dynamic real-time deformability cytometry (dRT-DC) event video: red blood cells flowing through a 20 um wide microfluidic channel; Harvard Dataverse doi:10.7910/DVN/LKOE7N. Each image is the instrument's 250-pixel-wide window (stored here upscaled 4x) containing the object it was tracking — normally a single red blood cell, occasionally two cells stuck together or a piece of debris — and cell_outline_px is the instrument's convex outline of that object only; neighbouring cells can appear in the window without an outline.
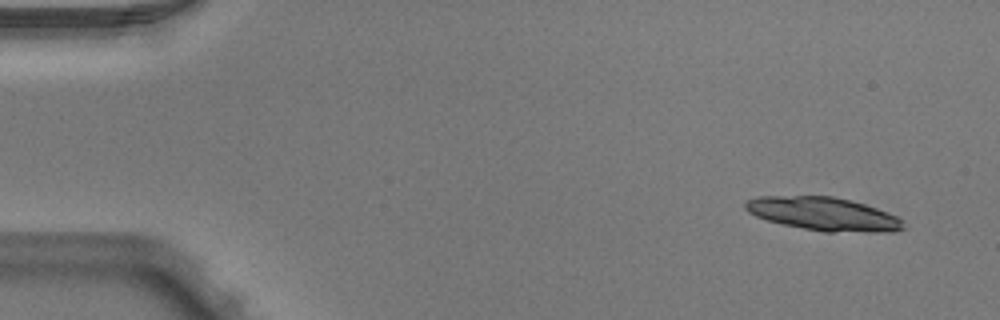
{"species": "Egyptian fruit bat (a non-hibernating species)", "species_latin": "Rousettus aegyptiacus", "temperature_condition": "warm", "stored_images_in_passage": 4, "camera_frame_rate_fps": 3000, "um_per_image_px": 0.085, "animal": {"sex": "male"}, "frame": {"image": 1, "passage_image": 1, "time_ms": 0.0, "image_size_px": [1000, 320], "cell_outline_px": [[908, 228], [892, 232], [824, 232], [784, 224], [768, 220], [756, 216], [748, 212], [744, 208], [744, 204], [748, 200], [760, 196], [832, 196], [864, 204], [876, 208], [896, 216]], "centroid_in_image_um": [70.01, 18.19], "position_along_channel_um": 15.0, "area_um2": 30.52}}
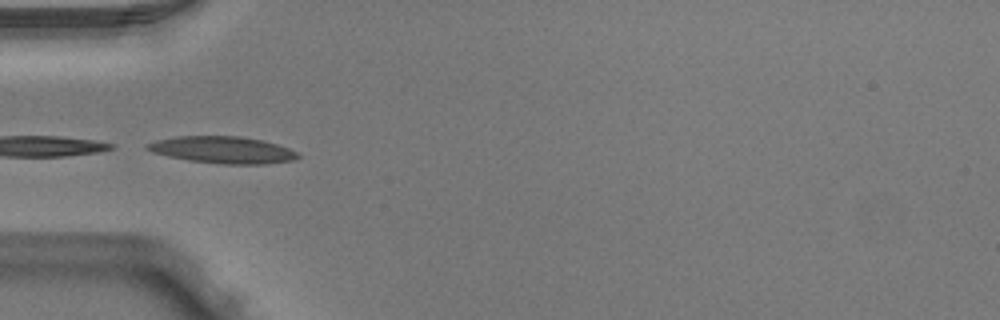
{"frame": {"image": 2, "passage_image": 4, "time_ms": 1.0, "image_size_px": [1000, 320], "cell_outline_px": [[300, 156], [296, 160], [264, 164], [220, 164], [188, 160], [168, 156], [152, 152], [144, 148], [144, 144], [156, 140], [176, 136], [240, 136], [264, 140], [288, 148], [296, 152]], "centroid_in_image_um": [18.9, 12.74], "position_along_channel_um": 66.1, "area_um2": 23.76}}